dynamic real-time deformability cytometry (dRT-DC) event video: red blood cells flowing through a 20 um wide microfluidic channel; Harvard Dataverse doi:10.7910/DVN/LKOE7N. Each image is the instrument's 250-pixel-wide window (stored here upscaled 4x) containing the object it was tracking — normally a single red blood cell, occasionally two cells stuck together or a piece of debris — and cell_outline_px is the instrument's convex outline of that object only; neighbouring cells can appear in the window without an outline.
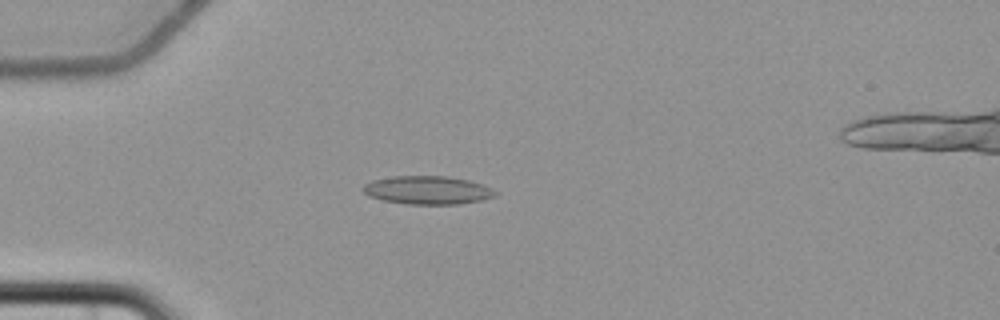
{"species": "common noctule bat (a hibernating species)", "species_latin": "Nyctalus noctula", "temperature_condition": "cold", "stored_images_in_passage": 7, "camera_frame_rate_fps": 3000, "um_per_image_px": 0.085, "animal": {"sex": "female", "body_mass_g": 22.7, "forearm_length_mm": 54.2}, "frame": {"image": 1, "passage_image": 5, "time_ms": 5.0, "image_size_px": [1000, 320], "cell_outline_px": [[500, 192], [496, 196], [480, 200], [460, 204], [408, 204], [380, 200], [368, 196], [360, 188], [364, 184], [372, 180], [392, 176], [448, 176], [468, 180], [484, 184]], "centroid_in_image_um": [36.34, 16.16], "position_along_channel_um": 48.7, "area_um2": 22.14}}
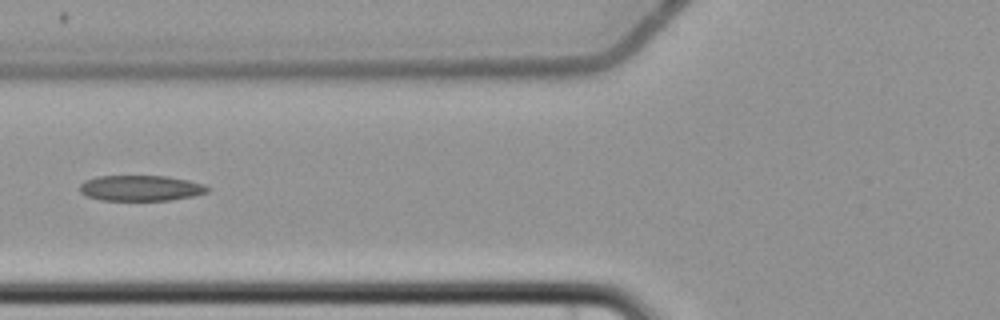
{"frame": {"image": 2, "passage_image": 7, "time_ms": 7.333, "image_size_px": [1000, 320], "cell_outline_px": [[212, 188], [208, 192], [196, 196], [172, 200], [100, 200], [88, 196], [80, 192], [80, 184], [84, 180], [96, 176], [168, 176], [188, 180], [204, 184]], "centroid_in_image_um": [12.01, 15.99], "position_along_channel_um": 113.8, "area_um2": 19.31}}